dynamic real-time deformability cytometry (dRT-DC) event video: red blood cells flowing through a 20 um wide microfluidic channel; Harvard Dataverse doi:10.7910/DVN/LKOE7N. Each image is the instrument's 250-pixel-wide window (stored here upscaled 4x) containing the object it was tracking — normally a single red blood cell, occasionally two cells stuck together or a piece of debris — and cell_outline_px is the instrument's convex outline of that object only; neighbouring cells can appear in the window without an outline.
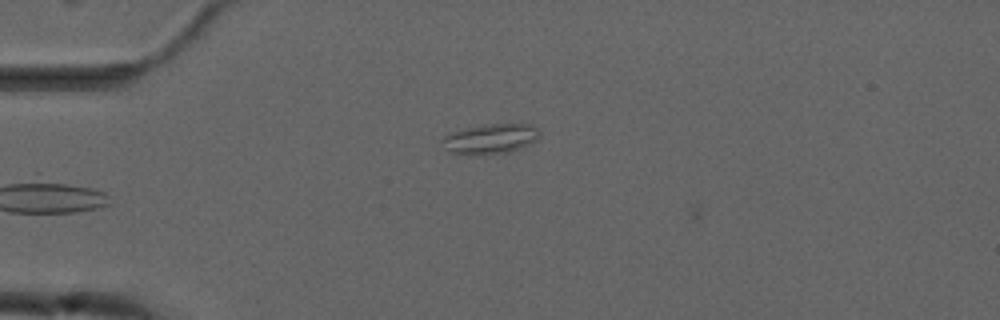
{"species": "common noctule bat (a hibernating species)", "species_latin": "Nyctalus noctula", "temperature_condition": "cold", "stored_images_in_passage": 6, "camera_frame_rate_fps": 3000, "um_per_image_px": 0.085, "animal": {"sex": "male", "forearm_length_mm": 52.5}, "frame": {"image": 1, "passage_image": 4, "time_ms": 4.667, "image_size_px": [1000, 320], "cell_outline_px": [[540, 136], [536, 140], [520, 148], [508, 152], [452, 152], [444, 148], [440, 140], [444, 136], [452, 132], [468, 128], [488, 124], [528, 124], [536, 128], [540, 132]], "centroid_in_image_um": [41.71, 11.76], "position_along_channel_um": 43.3, "area_um2": 16.13}}